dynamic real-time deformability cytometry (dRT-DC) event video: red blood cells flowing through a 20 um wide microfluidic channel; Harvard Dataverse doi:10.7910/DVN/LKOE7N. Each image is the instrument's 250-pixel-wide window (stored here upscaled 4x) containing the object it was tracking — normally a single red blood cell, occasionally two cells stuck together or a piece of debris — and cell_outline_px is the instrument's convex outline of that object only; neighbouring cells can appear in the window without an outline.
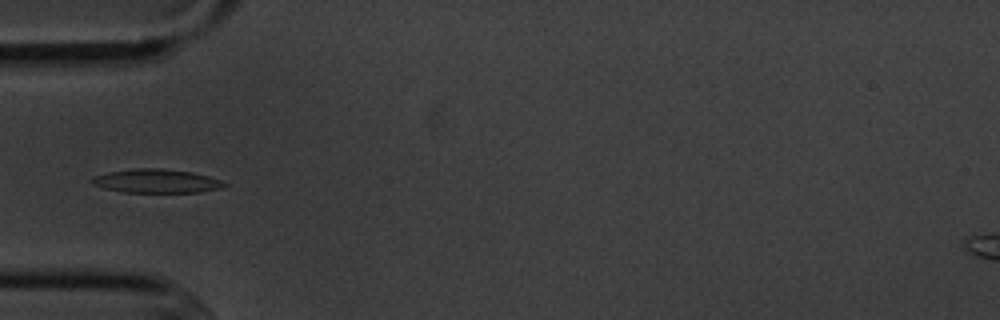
{"species": "common noctule bat (a hibernating species)", "species_latin": "Nyctalus noctula", "temperature_condition": "cold", "stored_images_in_passage": 6, "camera_frame_rate_fps": 3000, "um_per_image_px": 0.085, "animal": {"sex": "male", "body_mass_g": 20.1, "forearm_length_mm": 53.5}, "frame": {"image": 1, "passage_image": 6, "time_ms": 5.667, "image_size_px": [1000, 320], "cell_outline_px": [[228, 184], [220, 188], [200, 192], [124, 192], [104, 188], [92, 184], [88, 180], [96, 176], [108, 172], [136, 168], [164, 168], [192, 172], [208, 176], [220, 180]], "centroid_in_image_um": [13.28, 15.38], "position_along_channel_um": 71.7, "area_um2": 18.26}}